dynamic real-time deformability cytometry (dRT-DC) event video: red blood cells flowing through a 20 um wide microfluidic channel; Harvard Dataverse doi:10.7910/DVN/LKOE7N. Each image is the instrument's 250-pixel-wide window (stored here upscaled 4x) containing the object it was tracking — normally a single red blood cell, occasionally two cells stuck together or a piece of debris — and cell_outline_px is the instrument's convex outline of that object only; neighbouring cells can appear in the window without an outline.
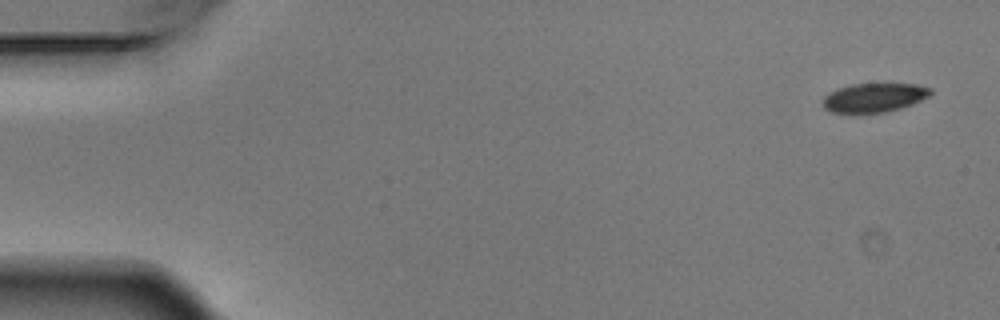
{"species": "Egyptian fruit bat (a non-hibernating species)", "species_latin": "Rousettus aegyptiacus", "temperature_condition": "warm", "stored_images_in_passage": 6, "segment_of_instrument_passage": [1, 2], "camera_frame_rate_fps": 3000, "um_per_image_px": 0.085, "animal": {"sex": "male"}, "frame": {"image": 1, "passage_image": 1, "time_ms": 0.0, "image_size_px": [1000, 320], "cell_outline_px": [[932, 92], [928, 96], [912, 104], [900, 108], [884, 112], [832, 112], [824, 108], [824, 96], [840, 88], [852, 84], [916, 84], [932, 88]], "centroid_in_image_um": [74.34, 8.29], "position_along_channel_um": 10.7, "area_um2": 17.74}}